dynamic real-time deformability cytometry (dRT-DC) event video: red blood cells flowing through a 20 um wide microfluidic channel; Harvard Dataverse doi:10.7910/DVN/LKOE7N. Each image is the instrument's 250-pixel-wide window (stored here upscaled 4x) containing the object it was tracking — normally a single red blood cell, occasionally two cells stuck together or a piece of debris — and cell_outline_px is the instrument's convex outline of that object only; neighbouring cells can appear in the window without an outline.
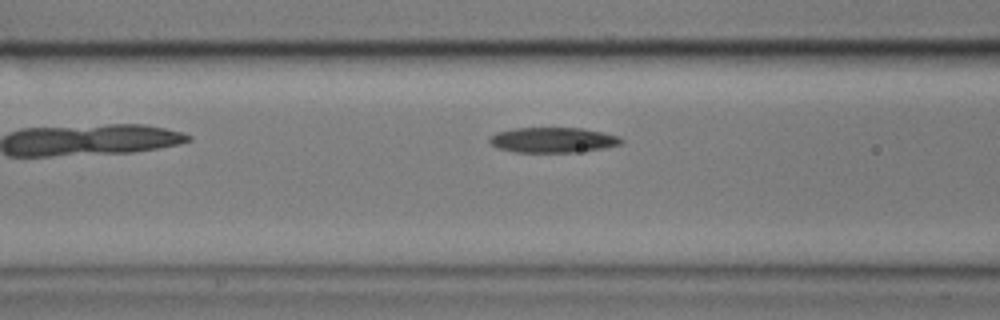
{"species": "common noctule bat (a hibernating species)", "species_latin": "Nyctalus noctula", "temperature_condition": "cold", "stored_images_in_passage": 37, "camera_frame_rate_fps": 3000, "um_per_image_px": 0.085, "animal": {"sex": "male", "body_mass_g": 17.9}, "frame": {"image": 1, "passage_image": 7, "time_ms": 2.0, "image_size_px": [1000, 320], "cell_outline_px": [[624, 140], [620, 144], [604, 148], [576, 152], [516, 152], [496, 148], [488, 140], [488, 136], [496, 132], [516, 128], [584, 128], [604, 132], [620, 136]], "centroid_in_image_um": [46.99, 11.89], "position_along_channel_um": 119.6, "area_um2": 19.54}}
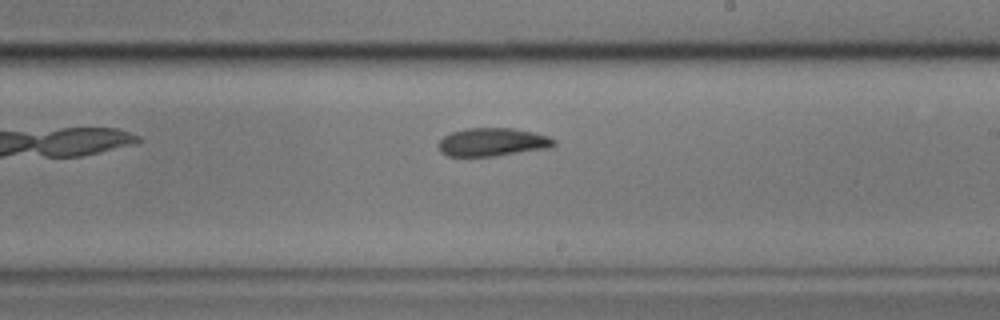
{"frame": {"image": 2, "passage_image": 18, "time_ms": 5.667, "image_size_px": [1000, 320], "cell_outline_px": [[556, 144], [552, 148], [492, 156], [448, 156], [440, 152], [440, 140], [444, 136], [452, 132], [468, 128], [512, 128], [532, 132], [548, 136], [556, 140]], "centroid_in_image_um": [41.9, 12.08], "position_along_channel_um": 247.1, "area_um2": 18.9}}
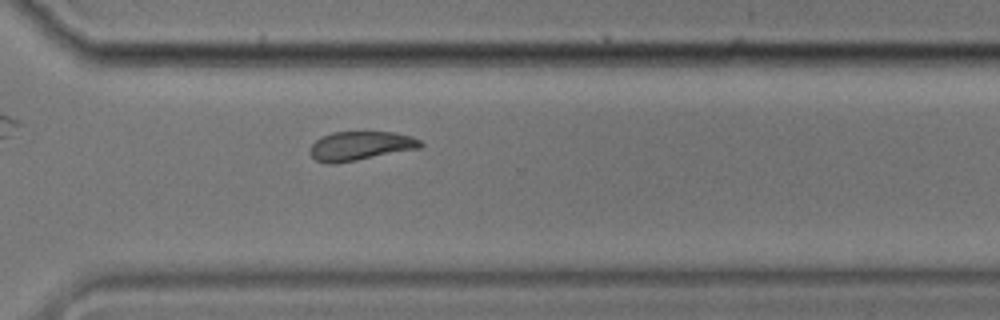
{"frame": {"image": 3, "passage_image": 26, "time_ms": 8.333, "image_size_px": [1000, 320], "cell_outline_px": [[424, 144], [420, 148], [336, 164], [328, 164], [316, 160], [312, 156], [312, 144], [320, 136], [332, 132], [392, 132], [412, 136], [420, 140]], "centroid_in_image_um": [30.65, 12.4], "position_along_channel_um": 340.0, "area_um2": 18.61}}